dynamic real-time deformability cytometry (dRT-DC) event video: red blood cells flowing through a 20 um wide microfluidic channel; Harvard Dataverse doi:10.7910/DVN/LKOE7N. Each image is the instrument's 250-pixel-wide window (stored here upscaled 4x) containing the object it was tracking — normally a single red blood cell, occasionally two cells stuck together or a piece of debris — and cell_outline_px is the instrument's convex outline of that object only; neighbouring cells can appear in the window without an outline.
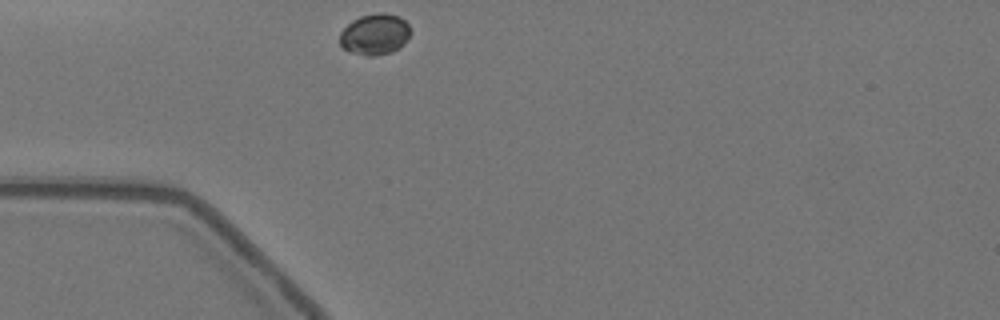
{"species": "Egyptian fruit bat (a non-hibernating species)", "species_latin": "Rousettus aegyptiacus", "temperature_condition": "warm", "stored_images_in_passage": 29, "camera_frame_rate_fps": 3000, "um_per_image_px": 0.085, "animal": {"sex": "female"}, "frame": {"image": 1, "passage_image": 1, "time_ms": 0.0, "image_size_px": [1000, 320], "cell_outline_px": [[408, 36], [404, 44], [392, 52], [376, 56], [364, 56], [348, 52], [340, 44], [340, 32], [352, 20], [360, 16], [376, 12], [384, 12], [400, 16], [408, 24]], "centroid_in_image_um": [31.83, 2.92], "position_along_channel_um": 53.2, "area_um2": 17.05}}
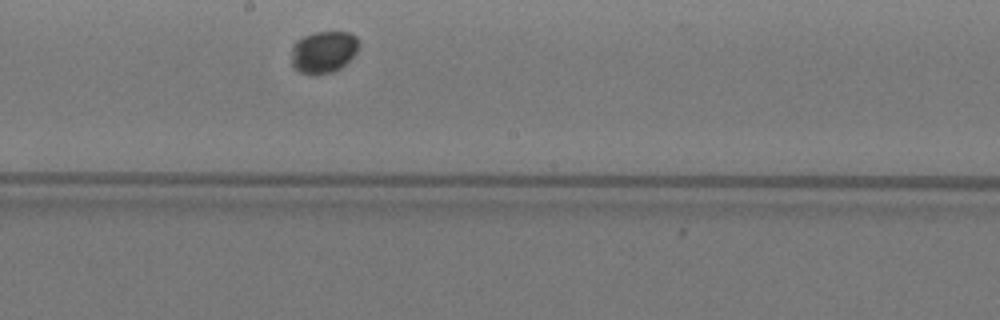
{"frame": {"image": 2, "passage_image": 16, "time_ms": 5.0, "image_size_px": [1000, 320], "cell_outline_px": [[360, 44], [356, 52], [340, 68], [332, 72], [300, 72], [292, 64], [292, 44], [296, 40], [304, 36], [316, 32], [348, 32], [356, 36], [360, 40]], "centroid_in_image_um": [27.52, 4.36], "position_along_channel_um": 220.7, "area_um2": 16.13}}
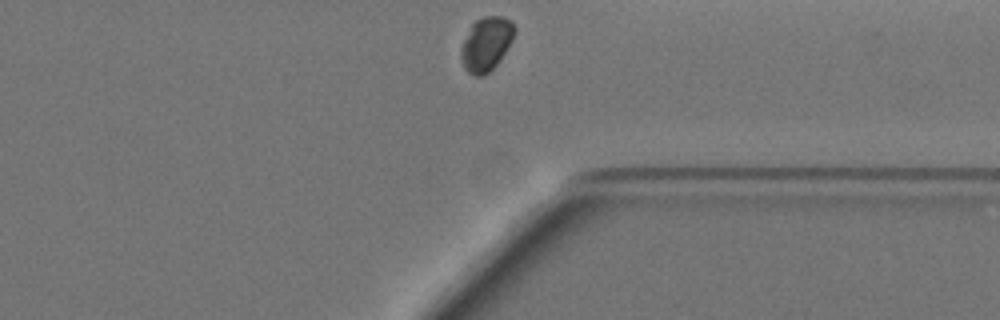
{"frame": {"image": 3, "passage_image": 29, "time_ms": 9.333, "image_size_px": [1000, 320], "cell_outline_px": [[516, 32], [512, 40], [496, 64], [484, 76], [476, 76], [468, 72], [464, 68], [460, 60], [460, 48], [472, 24], [476, 20], [484, 16], [504, 16], [512, 20], [516, 28]], "centroid_in_image_um": [41.33, 3.72], "position_along_channel_um": 370.1, "area_um2": 16.82}}